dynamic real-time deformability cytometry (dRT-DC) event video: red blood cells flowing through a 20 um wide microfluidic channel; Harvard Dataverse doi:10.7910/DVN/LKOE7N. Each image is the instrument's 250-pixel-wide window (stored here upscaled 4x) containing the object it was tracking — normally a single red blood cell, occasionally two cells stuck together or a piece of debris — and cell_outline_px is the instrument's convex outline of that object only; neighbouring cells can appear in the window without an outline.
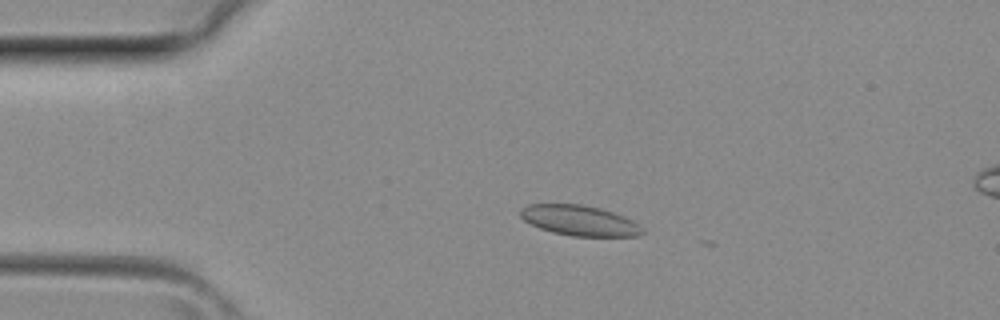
{"species": "common noctule bat (a hibernating species)", "species_latin": "Nyctalus noctula", "temperature_condition": "room temperature", "stored_images_in_passage": 7, "camera_frame_rate_fps": 3000, "um_per_image_px": 0.085, "animal": {"sex": "female", "body_mass_g": 29.2, "forearm_length_mm": 56.3}, "frame": {"image": 1, "passage_image": 2, "time_ms": 0.333, "image_size_px": [1000, 320], "cell_outline_px": [[644, 232], [640, 236], [572, 236], [552, 232], [540, 228], [524, 220], [520, 216], [520, 208], [528, 204], [584, 204], [600, 208], [624, 216], [632, 220]], "centroid_in_image_um": [49.23, 18.73], "position_along_channel_um": 35.8, "area_um2": 21.44}}